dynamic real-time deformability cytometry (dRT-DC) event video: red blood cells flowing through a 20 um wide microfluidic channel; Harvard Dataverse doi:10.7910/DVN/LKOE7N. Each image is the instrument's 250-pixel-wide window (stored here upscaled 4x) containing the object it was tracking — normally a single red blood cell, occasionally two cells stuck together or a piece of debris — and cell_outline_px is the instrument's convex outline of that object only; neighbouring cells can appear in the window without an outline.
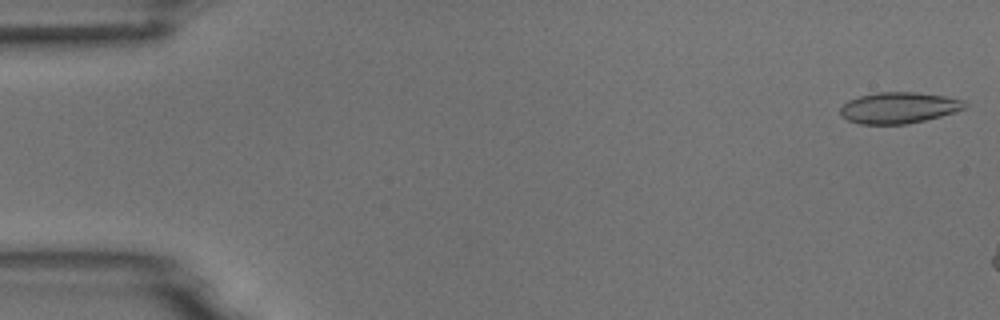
{"species": "common noctule bat (a hibernating species)", "species_latin": "Nyctalus noctula", "temperature_condition": "room temperature", "stored_images_in_passage": 3, "camera_frame_rate_fps": 3000, "um_per_image_px": 0.085, "animal": {"sex": "male", "body_mass_g": 18.8}, "frame": {"image": 1, "passage_image": 1, "time_ms": 0.0, "image_size_px": [1000, 320], "cell_outline_px": [[968, 104], [964, 108], [956, 112], [908, 124], [860, 124], [848, 120], [840, 116], [840, 108], [848, 100], [860, 96], [880, 92], [916, 92], [944, 96], [964, 100]], "centroid_in_image_um": [76.4, 9.16], "position_along_channel_um": 8.6, "area_um2": 22.6}}